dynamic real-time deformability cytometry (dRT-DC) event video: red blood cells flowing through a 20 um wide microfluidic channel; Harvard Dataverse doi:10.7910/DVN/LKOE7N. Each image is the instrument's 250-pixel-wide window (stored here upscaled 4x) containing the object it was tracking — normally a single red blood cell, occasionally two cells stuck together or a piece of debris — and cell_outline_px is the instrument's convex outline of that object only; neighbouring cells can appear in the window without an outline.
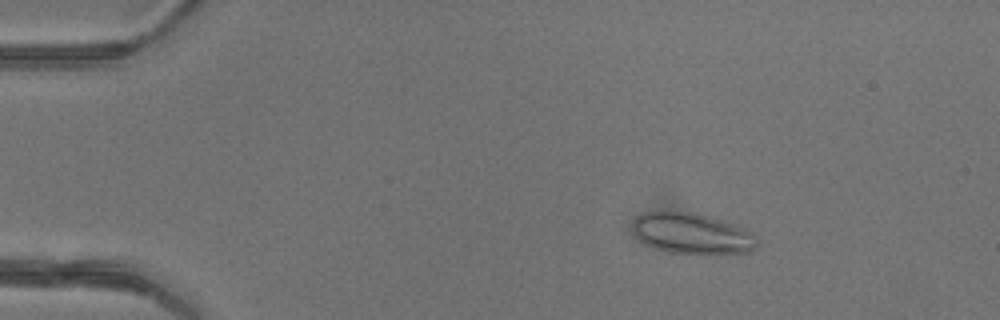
{"species": "common noctule bat (a hibernating species)", "species_latin": "Nyctalus noctula", "temperature_condition": "warm", "stored_images_in_passage": 43, "camera_frame_rate_fps": 3000, "um_per_image_px": 0.085, "animal": {"sex": "female"}, "frame": {"image": 1, "passage_image": 3, "time_ms": 0.667, "image_size_px": [1000, 320], "cell_outline_px": [[756, 248], [748, 252], [672, 252], [656, 248], [640, 240], [632, 224], [636, 216], [644, 212], [696, 212], [724, 220], [744, 228], [756, 240]], "centroid_in_image_um": [58.8, 19.8], "position_along_channel_um": 26.2, "area_um2": 28.61}}
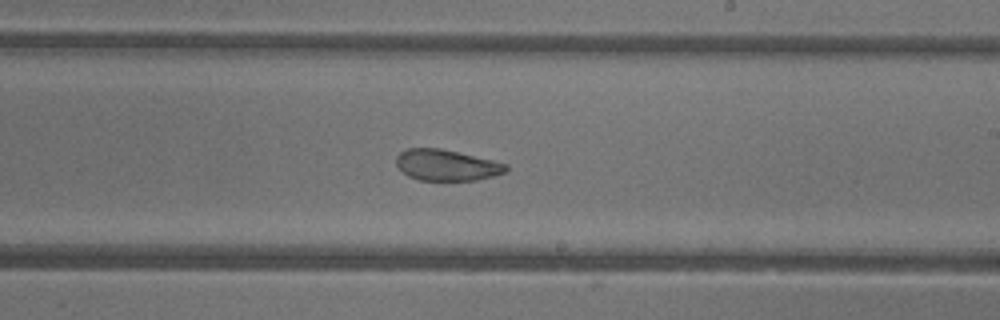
{"frame": {"image": 2, "passage_image": 24, "time_ms": 7.667, "image_size_px": [1000, 320], "cell_outline_px": [[508, 172], [476, 180], [420, 180], [408, 176], [396, 164], [396, 156], [400, 152], [408, 148], [440, 148], [492, 160], [508, 164]], "centroid_in_image_um": [37.97, 14.03], "position_along_channel_um": 251.0, "area_um2": 19.77}}
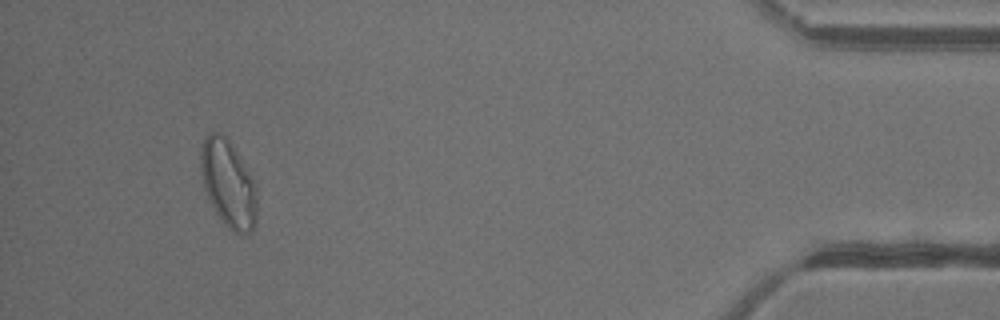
{"frame": {"image": 3, "passage_image": 40, "time_ms": 13.0, "image_size_px": [1000, 320], "cell_outline_px": [[256, 224], [252, 232], [244, 236], [240, 236], [232, 232], [224, 224], [216, 212], [204, 188], [200, 168], [200, 148], [204, 136], [208, 132], [220, 132], [228, 140], [252, 180], [256, 188]], "centroid_in_image_um": [19.38, 15.67], "position_along_channel_um": 415.8, "area_um2": 28.38}, "authors_computed_cell_mechanics": {"area_um2": 23.5824, "velocity_mm_per_s": 4.3415, "shape_relaxation_time_tau1_ms": null, "shape_relaxation_time_tau2_ms": 1.2609, "deformation_change_tau1": null, "deformation_change_tau2": 0.0727}}